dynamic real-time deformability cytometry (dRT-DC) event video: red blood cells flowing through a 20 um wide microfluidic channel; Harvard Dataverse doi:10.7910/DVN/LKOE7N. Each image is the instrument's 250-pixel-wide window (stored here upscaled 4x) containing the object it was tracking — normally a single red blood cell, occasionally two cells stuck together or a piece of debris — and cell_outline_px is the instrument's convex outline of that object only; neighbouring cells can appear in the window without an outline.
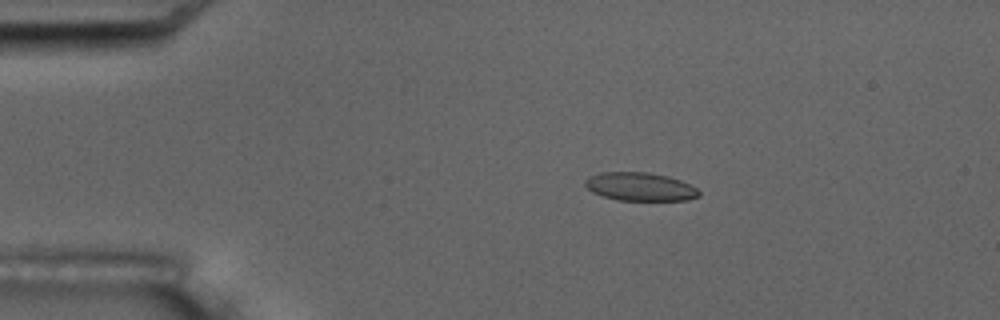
{"species": "common noctule bat (a hibernating species)", "species_latin": "Nyctalus noctula", "temperature_condition": "room temperature", "stored_images_in_passage": 4, "camera_frame_rate_fps": 3000, "um_per_image_px": 0.085, "animal": {"sex": "male", "body_mass_g": 17.5, "forearm_length_mm": 52.3}, "frame": {"image": 1, "passage_image": 3, "time_ms": 3.333, "image_size_px": [1000, 320], "cell_outline_px": [[700, 196], [688, 200], [616, 200], [592, 192], [584, 184], [584, 180], [588, 176], [600, 172], [648, 172], [668, 176], [680, 180], [696, 188], [700, 192]], "centroid_in_image_um": [54.39, 15.86], "position_along_channel_um": 30.6, "area_um2": 18.84}}